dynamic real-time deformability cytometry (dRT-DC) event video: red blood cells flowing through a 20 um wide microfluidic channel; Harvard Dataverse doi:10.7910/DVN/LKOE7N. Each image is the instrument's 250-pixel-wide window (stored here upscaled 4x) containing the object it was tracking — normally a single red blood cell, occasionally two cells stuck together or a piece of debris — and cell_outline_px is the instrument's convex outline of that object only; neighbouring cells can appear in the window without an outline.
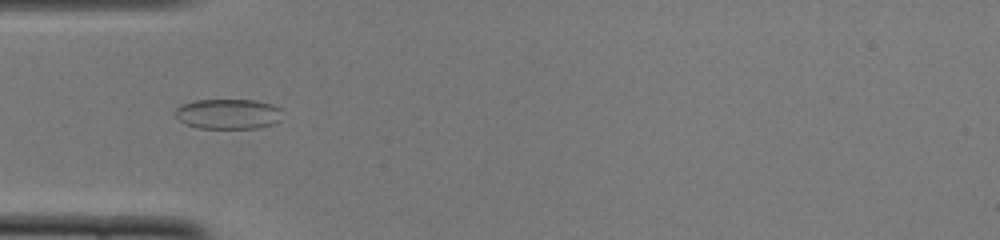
{"species": "common noctule bat (a hibernating species)", "species_latin": "Nyctalus noctula", "temperature_condition": "cold", "stored_images_in_passage": 52, "camera_frame_rate_fps": 3000, "um_per_image_px": 0.085, "animal": {"sex": "female", "body_mass_g": 22.0, "forearm_length_mm": 56.7}, "frame": {"image": 1, "passage_image": 16, "time_ms": 5.0, "image_size_px": [1000, 240], "cell_outline_px": [[280, 120], [272, 124], [260, 128], [196, 128], [184, 124], [176, 116], [176, 108], [180, 104], [192, 100], [256, 100], [272, 104], [280, 108]], "centroid_in_image_um": [19.36, 9.68], "position_along_channel_um": 65.6, "area_um2": 18.96}}
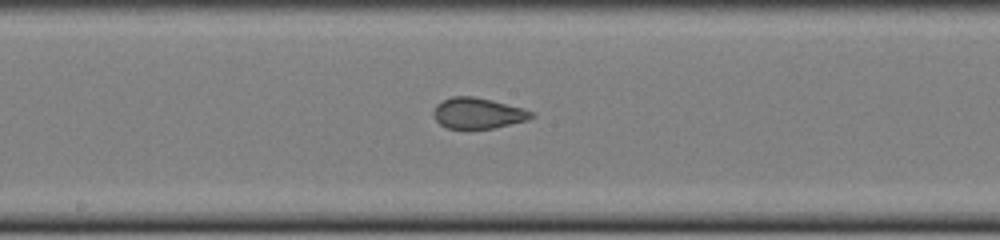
{"frame": {"image": 2, "passage_image": 27, "time_ms": 8.667, "image_size_px": [1000, 240], "cell_outline_px": [[536, 116], [528, 120], [492, 128], [448, 128], [440, 124], [436, 120], [432, 112], [436, 104], [440, 100], [452, 96], [472, 96], [492, 100], [524, 108], [536, 112]], "centroid_in_image_um": [40.64, 9.6], "position_along_channel_um": 207.6, "area_um2": 17.74}}
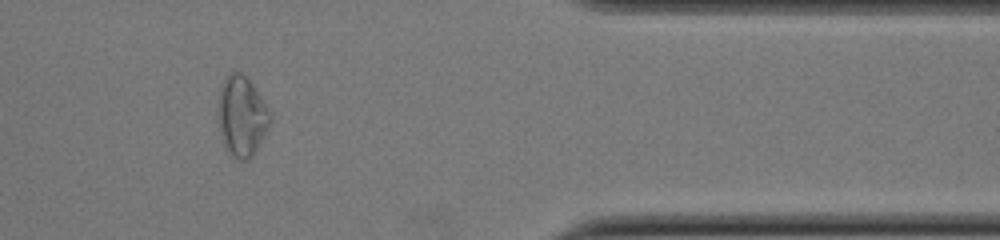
{"frame": {"image": 3, "passage_image": 43, "time_ms": 14.0, "image_size_px": [1000, 240], "cell_outline_px": [[272, 120], [268, 128], [252, 156], [248, 160], [236, 160], [228, 156], [224, 148], [220, 136], [216, 112], [216, 108], [220, 88], [224, 76], [228, 72], [240, 72], [256, 88], [272, 112]], "centroid_in_image_um": [20.51, 9.89], "position_along_channel_um": 390.9, "area_um2": 25.26}, "authors_computed_cell_mechanics": {"area_um2": 20.8947, "velocity_mm_per_s": 3.8807, "shape_relaxation_time_tau1_ms": null, "shape_relaxation_time_tau2_ms": 0.9583, "deformation_change_tau1": null, "deformation_change_tau2": 0.0744}}